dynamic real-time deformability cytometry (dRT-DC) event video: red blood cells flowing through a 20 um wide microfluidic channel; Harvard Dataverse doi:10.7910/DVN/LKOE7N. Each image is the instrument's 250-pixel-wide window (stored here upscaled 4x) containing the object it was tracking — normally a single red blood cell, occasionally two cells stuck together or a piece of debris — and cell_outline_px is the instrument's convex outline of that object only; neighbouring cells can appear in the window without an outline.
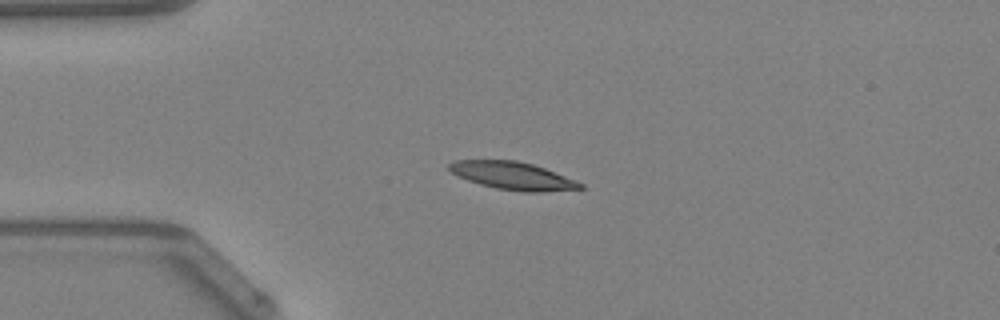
{"species": "Egyptian fruit bat (a non-hibernating species)", "species_latin": "Rousettus aegyptiacus", "temperature_condition": "warm", "stored_images_in_passage": 37, "camera_frame_rate_fps": 3000, "um_per_image_px": 0.085, "animal": {"sex": "female"}, "frame": {"image": 1, "passage_image": 1, "time_ms": 0.0, "image_size_px": [1000, 320], "cell_outline_px": [[584, 188], [540, 192], [524, 192], [496, 188], [480, 184], [468, 180], [452, 172], [448, 168], [448, 164], [452, 160], [516, 160], [532, 164], [544, 168], [576, 180], [584, 184]], "centroid_in_image_um": [43.59, 14.93], "position_along_channel_um": 41.4, "area_um2": 21.04}}
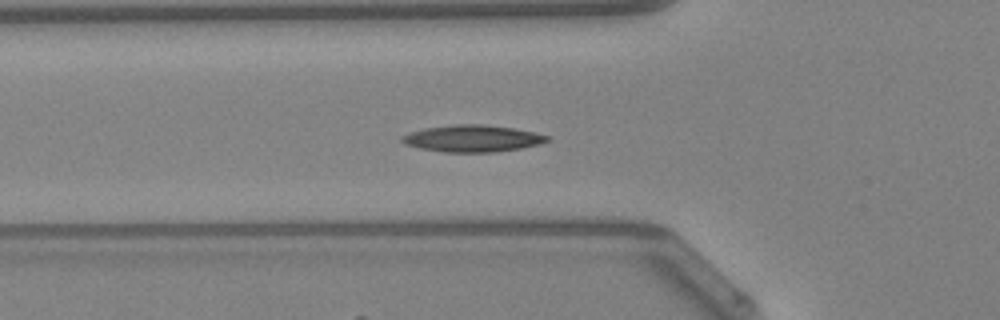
{"frame": {"image": 2, "passage_image": 6, "time_ms": 1.667, "image_size_px": [1000, 320], "cell_outline_px": [[552, 140], [540, 144], [520, 148], [496, 152], [444, 152], [420, 148], [404, 144], [400, 140], [400, 136], [408, 132], [424, 128], [456, 124], [480, 124], [512, 128], [532, 132], [548, 136]], "centroid_in_image_um": [40.11, 11.77], "position_along_channel_um": 85.7, "area_um2": 22.72}}
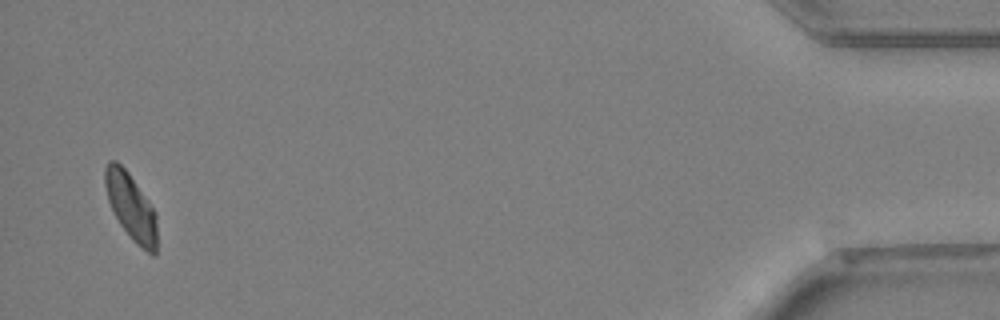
{"frame": {"image": 3, "passage_image": 36, "time_ms": 11.667, "image_size_px": [1000, 320], "cell_outline_px": [[156, 252], [152, 256], [136, 244], [132, 240], [120, 224], [108, 200], [104, 184], [104, 168], [108, 160], [116, 160], [128, 172], [156, 212]], "centroid_in_image_um": [11.12, 17.56], "position_along_channel_um": 424.1, "area_um2": 20.06}, "authors_computed_cell_mechanics": {"area_um2": 20.7502, "velocity_mm_per_s": 4.2337, "shape_relaxation_time_tau1_ms": 4.8297, "shape_relaxation_time_tau2_ms": 5.9271, "deformation_change_tau1": 0.1328, "deformation_change_tau2": 0.1175}}